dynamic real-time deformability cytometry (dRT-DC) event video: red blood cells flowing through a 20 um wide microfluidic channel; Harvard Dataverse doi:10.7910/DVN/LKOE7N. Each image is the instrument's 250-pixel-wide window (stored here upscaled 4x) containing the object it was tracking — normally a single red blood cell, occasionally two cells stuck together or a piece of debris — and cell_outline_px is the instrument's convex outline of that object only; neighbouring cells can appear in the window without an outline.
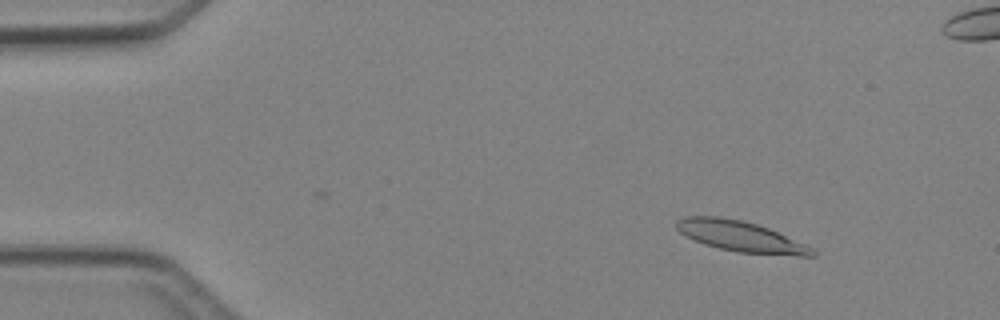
{"species": "Egyptian fruit bat (a non-hibernating species)", "species_latin": "Rousettus aegyptiacus", "temperature_condition": "cold", "stored_images_in_passage": 3, "camera_frame_rate_fps": 3000, "um_per_image_px": 0.085, "animal": {"sex": "female"}, "frame": {"image": 1, "passage_image": 3, "time_ms": 3.333, "image_size_px": [1000, 320], "cell_outline_px": [[816, 256], [800, 256], [736, 252], [704, 244], [680, 232], [676, 228], [676, 220], [684, 216], [720, 216], [744, 220], [768, 228], [804, 244], [812, 248], [816, 252]], "centroid_in_image_um": [62.94, 20.08], "position_along_channel_um": 22.1, "area_um2": 24.04}}